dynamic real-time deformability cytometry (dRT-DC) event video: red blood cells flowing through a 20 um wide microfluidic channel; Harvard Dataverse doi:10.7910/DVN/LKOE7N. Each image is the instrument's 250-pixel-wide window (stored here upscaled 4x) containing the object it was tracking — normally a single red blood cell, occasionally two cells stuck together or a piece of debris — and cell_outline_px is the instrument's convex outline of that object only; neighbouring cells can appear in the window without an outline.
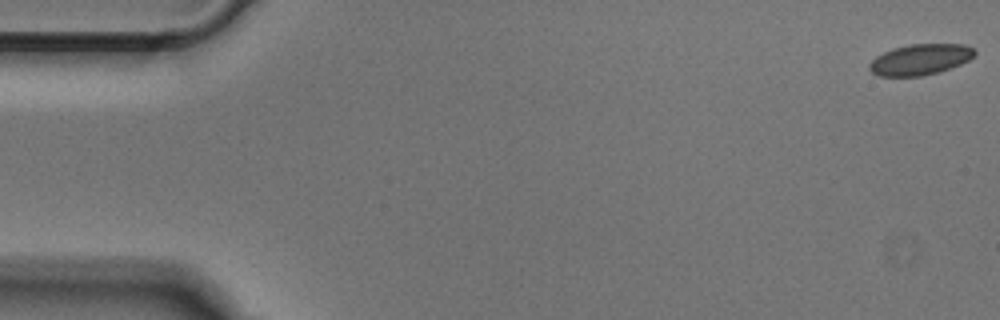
{"species": "Egyptian fruit bat (a non-hibernating species)", "species_latin": "Rousettus aegyptiacus", "temperature_condition": "cold", "stored_images_in_passage": 11, "camera_frame_rate_fps": 3000, "um_per_image_px": 0.085, "animal": {"sex": "male"}, "frame": {"image": 1, "passage_image": 1, "time_ms": 0.0, "image_size_px": [1000, 320], "cell_outline_px": [[976, 56], [960, 64], [936, 72], [920, 76], [880, 76], [872, 72], [868, 68], [868, 64], [876, 56], [892, 48], [908, 44], [964, 44], [972, 48], [976, 52]], "centroid_in_image_um": [78.2, 5.04], "position_along_channel_um": 6.8, "area_um2": 18.84}}